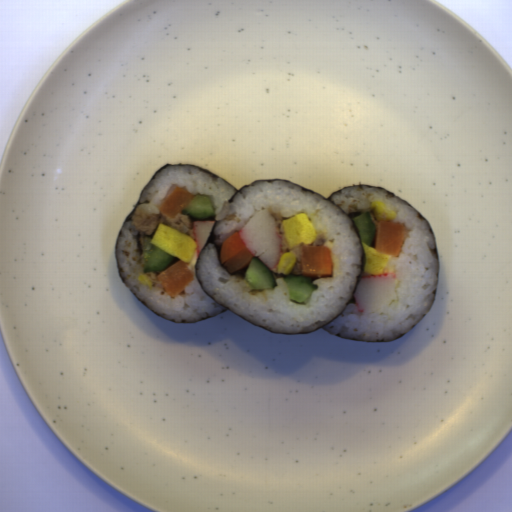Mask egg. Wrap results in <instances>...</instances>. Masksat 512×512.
<instances>
[{"instance_id":"1","label":"egg","mask_w":512,"mask_h":512,"mask_svg":"<svg viewBox=\"0 0 512 512\" xmlns=\"http://www.w3.org/2000/svg\"><path fill=\"white\" fill-rule=\"evenodd\" d=\"M150 243L184 263H189L192 260L197 248L192 237L163 223H159Z\"/></svg>"},{"instance_id":"2","label":"egg","mask_w":512,"mask_h":512,"mask_svg":"<svg viewBox=\"0 0 512 512\" xmlns=\"http://www.w3.org/2000/svg\"><path fill=\"white\" fill-rule=\"evenodd\" d=\"M281 230L285 242L291 249L300 243L309 245L313 243L317 237L315 226L311 222L308 214L304 212L288 220L281 221Z\"/></svg>"},{"instance_id":"3","label":"egg","mask_w":512,"mask_h":512,"mask_svg":"<svg viewBox=\"0 0 512 512\" xmlns=\"http://www.w3.org/2000/svg\"><path fill=\"white\" fill-rule=\"evenodd\" d=\"M361 243L365 254L363 272L370 275H382L392 255L381 254L375 247L367 245L362 241Z\"/></svg>"}]
</instances>
